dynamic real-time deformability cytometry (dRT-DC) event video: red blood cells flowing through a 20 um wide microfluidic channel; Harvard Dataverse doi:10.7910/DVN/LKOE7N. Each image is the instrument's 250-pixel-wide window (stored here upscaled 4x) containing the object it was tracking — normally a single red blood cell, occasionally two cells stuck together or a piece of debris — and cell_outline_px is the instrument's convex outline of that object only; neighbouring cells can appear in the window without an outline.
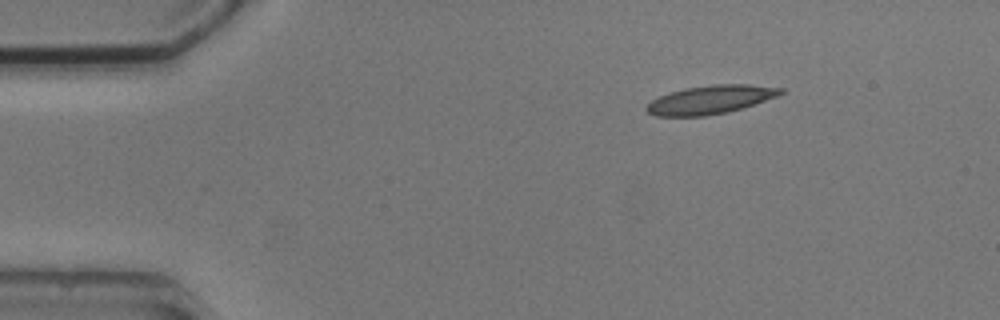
{"species": "common noctule bat (a hibernating species)", "species_latin": "Nyctalus noctula", "temperature_condition": "cold", "stored_images_in_passage": 5, "camera_frame_rate_fps": 3000, "um_per_image_px": 0.085, "animal": {"sex": "male", "body_mass_g": 20.5, "forearm_length_mm": 52.5}, "frame": {"image": 1, "passage_image": 1, "time_ms": 0.0, "image_size_px": [1000, 320], "cell_outline_px": [[784, 92], [776, 96], [740, 108], [724, 112], [704, 116], [656, 116], [648, 112], [644, 108], [652, 100], [660, 96], [684, 88], [712, 84], [748, 84], [784, 88]], "centroid_in_image_um": [60.36, 8.46], "position_along_channel_um": 24.6, "area_um2": 21.91}}
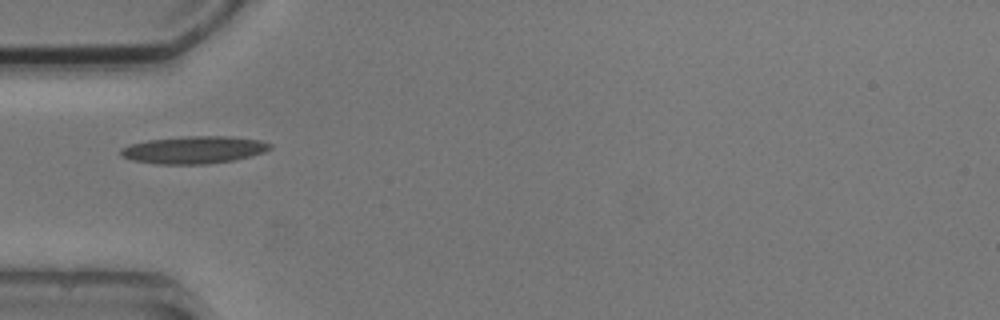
{"frame": {"image": 2, "passage_image": 3, "time_ms": 3.0, "image_size_px": [1000, 320], "cell_outline_px": [[272, 148], [264, 152], [232, 160], [204, 164], [156, 164], [132, 160], [120, 156], [120, 148], [128, 144], [148, 140], [184, 136], [232, 136], [260, 140], [272, 144]], "centroid_in_image_um": [16.44, 12.73], "position_along_channel_um": 68.6, "area_um2": 23.93}}